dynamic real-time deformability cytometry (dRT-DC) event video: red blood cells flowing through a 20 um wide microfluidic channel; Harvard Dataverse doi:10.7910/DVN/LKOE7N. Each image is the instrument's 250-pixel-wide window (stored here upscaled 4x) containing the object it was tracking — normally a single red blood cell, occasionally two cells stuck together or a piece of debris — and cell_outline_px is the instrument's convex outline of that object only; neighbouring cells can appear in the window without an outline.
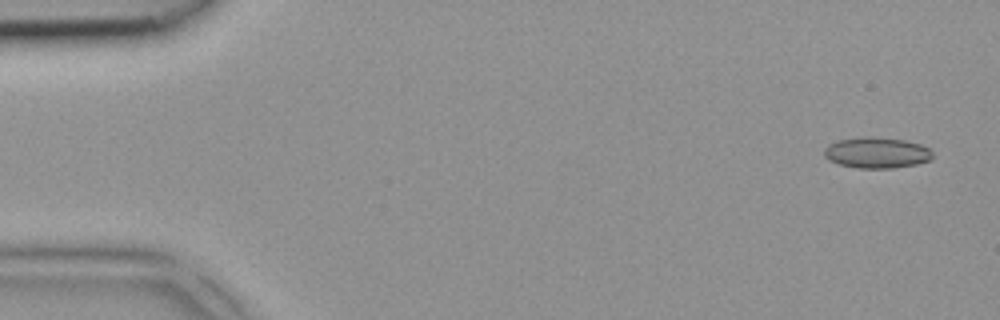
{"species": "common noctule bat (a hibernating species)", "species_latin": "Nyctalus noctula", "temperature_condition": "room temperature", "stored_images_in_passage": 4, "camera_frame_rate_fps": 3000, "um_per_image_px": 0.085, "animal": {"sex": "female", "body_mass_g": 18.4}, "frame": {"image": 1, "passage_image": 1, "time_ms": 0.0, "image_size_px": [1000, 320], "cell_outline_px": [[932, 156], [928, 160], [916, 164], [892, 168], [856, 168], [840, 164], [828, 160], [824, 156], [824, 148], [828, 144], [840, 140], [864, 136], [872, 136], [904, 140], [920, 144], [928, 148], [932, 152]], "centroid_in_image_um": [74.48, 12.97], "position_along_channel_um": 10.5, "area_um2": 19.48}}
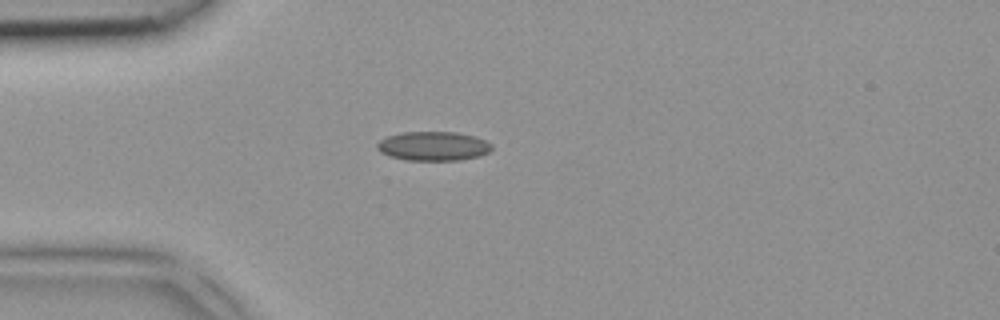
{"frame": {"image": 2, "passage_image": 4, "time_ms": 1.0, "image_size_px": [1000, 320], "cell_outline_px": [[492, 148], [488, 152], [480, 156], [460, 160], [408, 160], [388, 156], [380, 152], [376, 148], [376, 144], [380, 140], [388, 136], [404, 132], [456, 132], [476, 136], [492, 144]], "centroid_in_image_um": [36.83, 12.42], "position_along_channel_um": 48.2, "area_um2": 19.54}}